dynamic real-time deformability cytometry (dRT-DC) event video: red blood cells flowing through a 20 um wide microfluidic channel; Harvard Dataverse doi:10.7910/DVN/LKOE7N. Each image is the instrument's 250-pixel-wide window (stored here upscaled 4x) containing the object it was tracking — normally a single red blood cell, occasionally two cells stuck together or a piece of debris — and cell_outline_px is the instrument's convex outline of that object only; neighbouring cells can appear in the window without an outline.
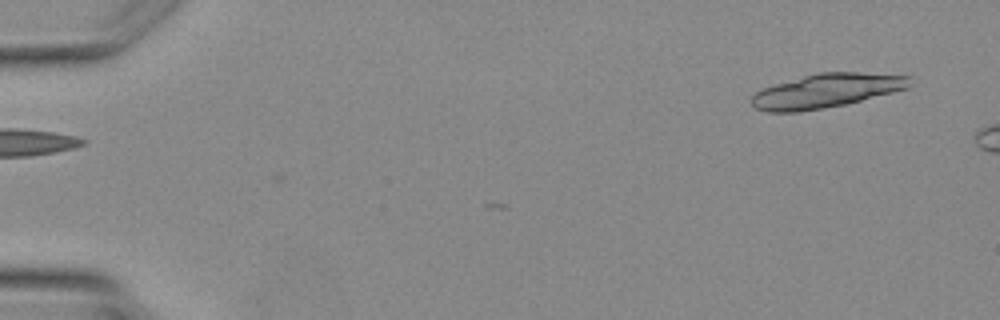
{"species": "Egyptian fruit bat (a non-hibernating species)", "species_latin": "Rousettus aegyptiacus", "temperature_condition": "warm", "stored_images_in_passage": 3, "camera_frame_rate_fps": 3000, "um_per_image_px": 0.085, "animal": {"sex": "female"}, "frame": {"image": 1, "passage_image": 3, "time_ms": 3.333, "image_size_px": [1000, 320], "cell_outline_px": [[912, 76], [908, 88], [844, 104], [800, 112], [768, 112], [756, 108], [752, 104], [752, 96], [756, 92], [764, 88], [776, 84], [816, 72], [856, 72]], "centroid_in_image_um": [70.23, 7.71], "position_along_channel_um": 14.8, "area_um2": 30.92}}